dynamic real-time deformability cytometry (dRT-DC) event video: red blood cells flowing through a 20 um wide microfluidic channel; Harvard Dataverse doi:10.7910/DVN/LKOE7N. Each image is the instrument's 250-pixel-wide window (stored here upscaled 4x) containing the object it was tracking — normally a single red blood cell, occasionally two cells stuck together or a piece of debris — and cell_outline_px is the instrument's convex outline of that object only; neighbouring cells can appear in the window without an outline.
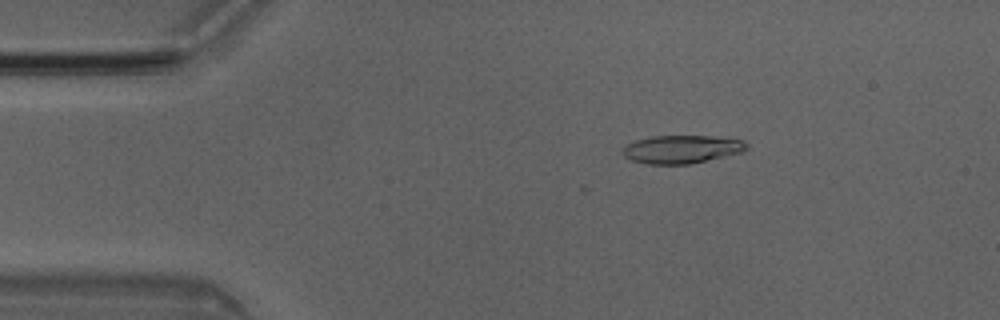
{"species": "Egyptian fruit bat (a non-hibernating species)", "species_latin": "Rousettus aegyptiacus", "temperature_condition": "room temperature", "stored_images_in_passage": 5, "camera_frame_rate_fps": 3000, "um_per_image_px": 0.085, "animal": {"sex": "male"}, "frame": {"image": 1, "passage_image": 3, "time_ms": 0.667, "image_size_px": [1000, 320], "cell_outline_px": [[748, 148], [744, 152], [688, 164], [648, 164], [632, 160], [624, 156], [620, 152], [628, 144], [636, 140], [652, 136], [712, 136], [744, 140], [748, 144]], "centroid_in_image_um": [57.97, 12.68], "position_along_channel_um": 27.0, "area_um2": 20.29}}